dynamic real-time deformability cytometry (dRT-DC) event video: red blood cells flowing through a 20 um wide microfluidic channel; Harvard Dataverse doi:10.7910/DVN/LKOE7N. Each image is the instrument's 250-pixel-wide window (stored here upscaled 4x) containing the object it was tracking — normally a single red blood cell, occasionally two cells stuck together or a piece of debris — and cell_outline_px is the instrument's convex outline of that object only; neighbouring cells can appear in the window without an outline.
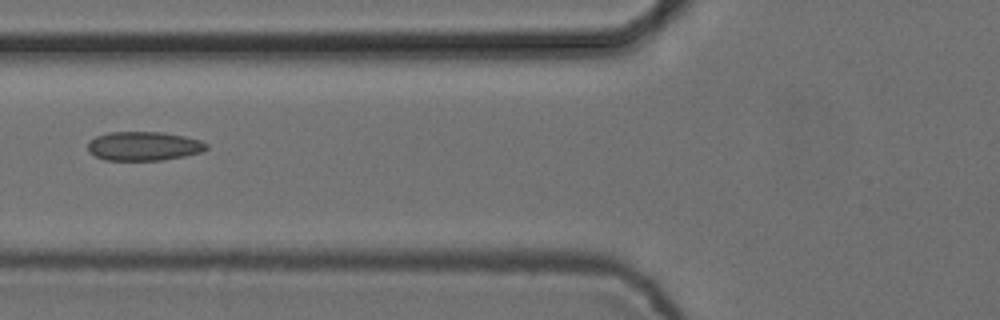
{"species": "common noctule bat (a hibernating species)", "species_latin": "Nyctalus noctula", "temperature_condition": "cold", "stored_images_in_passage": 5, "camera_frame_rate_fps": 3000, "um_per_image_px": 0.085, "animal": {"sex": "female", "body_mass_g": 24.6, "forearm_length_mm": 56.2}, "frame": {"image": 1, "passage_image": 5, "time_ms": 1.333, "image_size_px": [1000, 320], "cell_outline_px": [[208, 148], [200, 152], [184, 156], [160, 160], [104, 160], [88, 152], [88, 140], [96, 136], [108, 132], [164, 132], [184, 136], [200, 140], [208, 144]], "centroid_in_image_um": [12.19, 12.41], "position_along_channel_um": 113.6, "area_um2": 20.11}}